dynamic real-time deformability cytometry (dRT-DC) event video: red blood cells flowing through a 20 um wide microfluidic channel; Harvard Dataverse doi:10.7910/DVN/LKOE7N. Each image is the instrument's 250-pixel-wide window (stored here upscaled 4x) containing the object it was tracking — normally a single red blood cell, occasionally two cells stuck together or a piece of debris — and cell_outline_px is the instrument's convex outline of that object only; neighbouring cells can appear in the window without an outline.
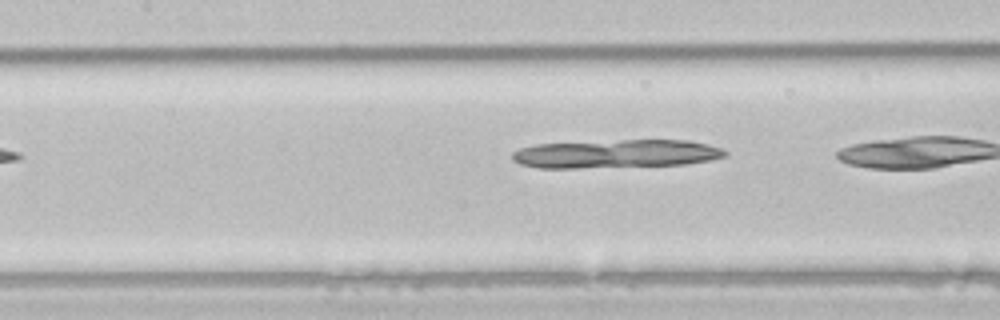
{"species": "common noctule bat (a hibernating species)", "species_latin": "Nyctalus noctula", "temperature_condition": "room temperature", "stored_images_in_passage": 5, "camera_frame_rate_fps": 3000, "um_per_image_px": 0.085, "animal": {"sex": "male", "body_mass_g": 21.5, "forearm_length_mm": 52.0}, "frame": {"image": 1, "passage_image": 5, "time_ms": 1.333, "image_size_px": [1000, 320], "cell_outline_px": [[728, 156], [708, 160], [684, 164], [580, 168], [540, 168], [520, 164], [512, 160], [512, 152], [520, 148], [536, 144], [620, 140], [688, 140], [708, 144], [720, 148], [728, 152]], "centroid_in_image_um": [52.35, 13.07], "position_along_channel_um": 155.0, "area_um2": 35.2}}